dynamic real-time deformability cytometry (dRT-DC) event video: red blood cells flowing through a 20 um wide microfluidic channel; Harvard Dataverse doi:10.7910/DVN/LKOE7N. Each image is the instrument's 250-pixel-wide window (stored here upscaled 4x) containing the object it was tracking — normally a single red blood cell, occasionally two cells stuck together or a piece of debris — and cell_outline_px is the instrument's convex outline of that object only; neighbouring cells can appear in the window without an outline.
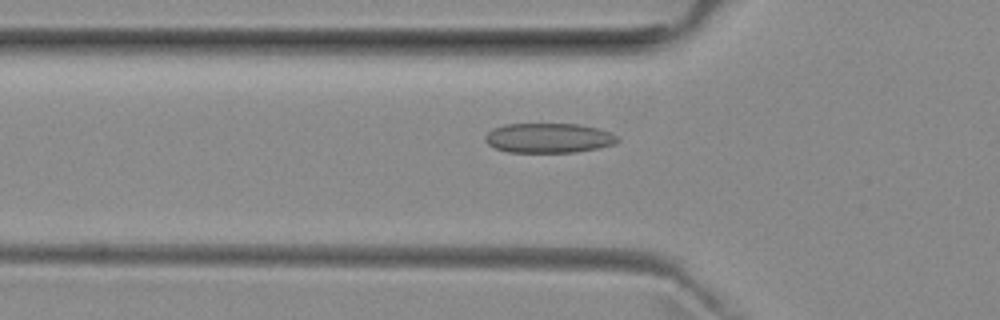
{"species": "common noctule bat (a hibernating species)", "species_latin": "Nyctalus noctula", "temperature_condition": "room temperature", "stored_images_in_passage": 48, "camera_frame_rate_fps": 3000, "um_per_image_px": 0.085, "animal": {"sex": "female", "body_mass_g": 29.2, "forearm_length_mm": 56.3}, "frame": {"image": 1, "passage_image": 14, "time_ms": 4.333, "image_size_px": [1000, 320], "cell_outline_px": [[620, 140], [616, 144], [596, 148], [572, 152], [508, 152], [496, 148], [488, 144], [484, 140], [484, 136], [492, 128], [504, 124], [580, 124], [612, 132]], "centroid_in_image_um": [46.62, 11.72], "position_along_channel_um": 79.2, "area_um2": 22.95}}
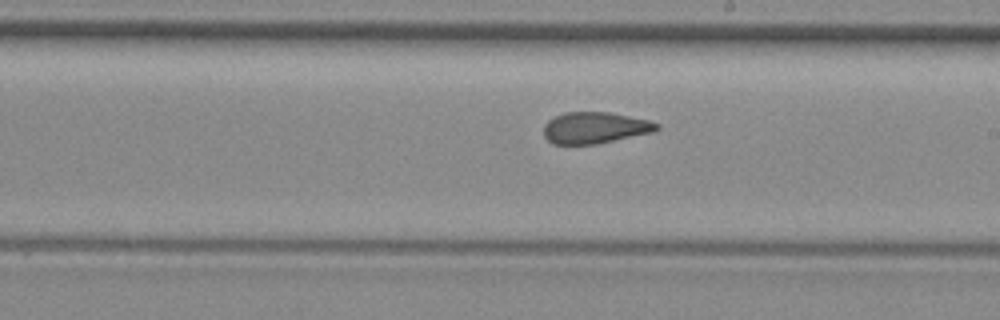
{"frame": {"image": 2, "passage_image": 26, "time_ms": 8.333, "image_size_px": [1000, 320], "cell_outline_px": [[660, 128], [656, 132], [596, 144], [552, 144], [544, 136], [544, 124], [548, 120], [564, 112], [608, 112], [648, 120], [660, 124]], "centroid_in_image_um": [50.59, 10.86], "position_along_channel_um": 238.4, "area_um2": 20.81}}
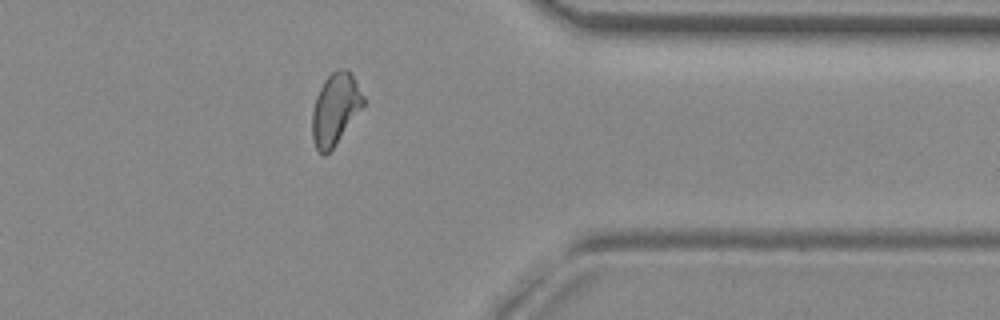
{"frame": {"image": 3, "passage_image": 38, "time_ms": 12.333, "image_size_px": [1000, 320], "cell_outline_px": [[364, 104], [332, 148], [324, 156], [316, 148], [312, 140], [312, 112], [316, 96], [324, 80], [336, 68], [348, 68], [364, 96]], "centroid_in_image_um": [28.47, 9.23], "position_along_channel_um": 382.9, "area_um2": 20.98}, "authors_computed_cell_mechanics": {"area_um2": 21.6172, "velocity_mm_per_s": 3.9643, "shape_relaxation_time_tau1_ms": null, "shape_relaxation_time_tau2_ms": 1.7209, "deformation_change_tau1": null, "deformation_change_tau2": 0.0814}}